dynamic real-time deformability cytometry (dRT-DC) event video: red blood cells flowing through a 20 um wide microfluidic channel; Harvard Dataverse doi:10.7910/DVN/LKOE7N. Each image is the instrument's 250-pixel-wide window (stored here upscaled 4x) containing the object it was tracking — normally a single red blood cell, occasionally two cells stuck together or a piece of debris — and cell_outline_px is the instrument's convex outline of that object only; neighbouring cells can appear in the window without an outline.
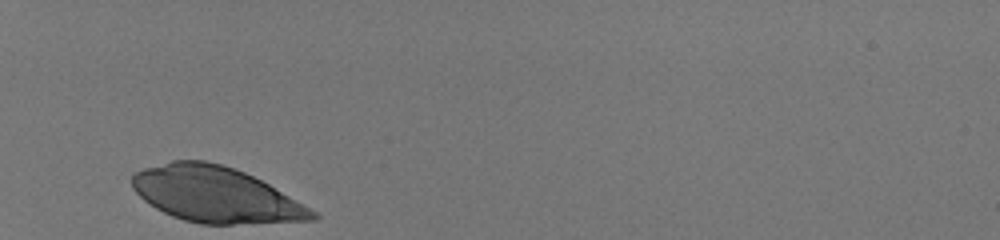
{"species": "human", "species_latin": "Homo sapiens", "temperature_condition": "room temperature", "stored_images_in_passage": 28, "camera_frame_rate_fps": 3000, "um_per_image_px": 0.085, "donor": {"sex": "male"}, "frame": {"image": 1, "passage_image": 1, "time_ms": 0.0, "image_size_px": [1000, 240], "cell_outline_px": [[320, 216], [316, 220], [232, 224], [200, 224], [184, 220], [172, 216], [156, 208], [144, 200], [132, 188], [132, 172], [144, 168], [172, 160], [204, 160], [236, 168], [268, 184], [316, 212]], "centroid_in_image_um": [18.29, 16.53], "position_along_channel_um": 66.7, "area_um2": 58.03}}